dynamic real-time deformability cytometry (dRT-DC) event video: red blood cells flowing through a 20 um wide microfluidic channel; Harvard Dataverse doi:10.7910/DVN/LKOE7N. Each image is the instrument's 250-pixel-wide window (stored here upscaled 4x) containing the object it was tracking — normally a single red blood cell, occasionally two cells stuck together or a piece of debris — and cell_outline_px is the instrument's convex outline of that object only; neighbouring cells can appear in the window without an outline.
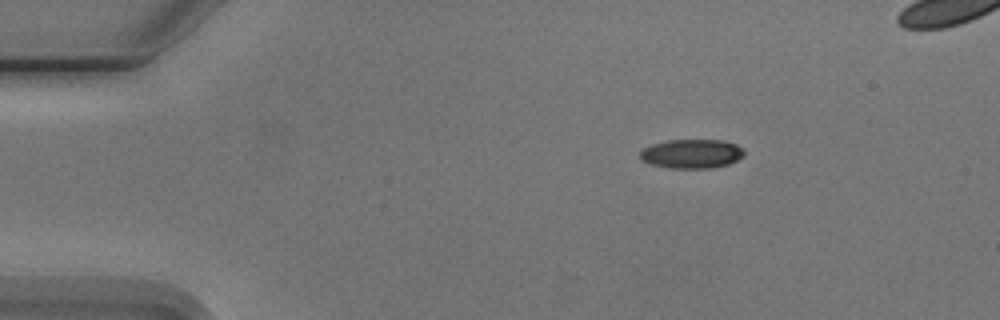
{"species": "Egyptian fruit bat (a non-hibernating species)", "species_latin": "Rousettus aegyptiacus", "temperature_condition": "cold", "stored_images_in_passage": 4, "camera_frame_rate_fps": 3000, "um_per_image_px": 0.085, "animal": {"sex": "male"}, "frame": {"image": 1, "passage_image": 1, "time_ms": 0.0, "image_size_px": [1000, 320], "cell_outline_px": [[744, 156], [728, 164], [712, 168], [668, 168], [652, 164], [640, 160], [640, 148], [652, 144], [668, 140], [724, 140], [736, 144], [744, 148]], "centroid_in_image_um": [58.78, 13.06], "position_along_channel_um": 26.2, "area_um2": 17.86}}